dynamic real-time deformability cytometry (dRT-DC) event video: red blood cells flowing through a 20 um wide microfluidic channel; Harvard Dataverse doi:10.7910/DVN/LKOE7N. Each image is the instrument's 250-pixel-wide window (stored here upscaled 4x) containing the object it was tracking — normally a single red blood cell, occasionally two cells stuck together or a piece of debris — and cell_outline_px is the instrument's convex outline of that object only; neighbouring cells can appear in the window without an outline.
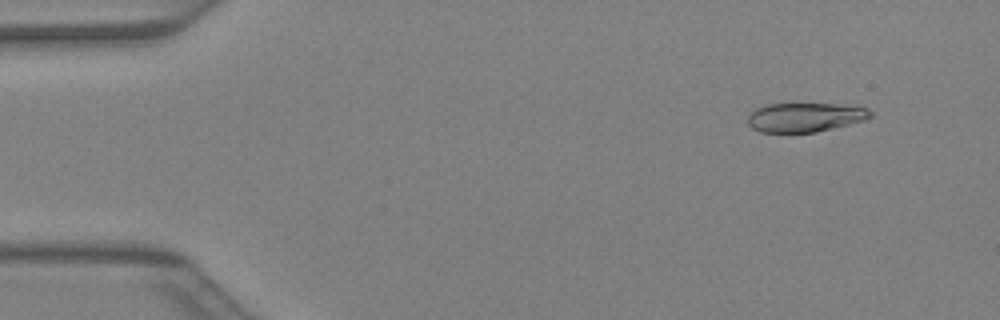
{"species": "Egyptian fruit bat (a non-hibernating species)", "species_latin": "Rousettus aegyptiacus", "temperature_condition": "warm", "stored_images_in_passage": 41, "camera_frame_rate_fps": 3000, "um_per_image_px": 0.085, "animal": {"sex": "female"}, "frame": {"image": 1, "passage_image": 4, "time_ms": 1.0, "image_size_px": [1000, 320], "cell_outline_px": [[872, 116], [864, 120], [816, 132], [760, 132], [752, 128], [748, 124], [748, 116], [756, 108], [768, 104], [792, 100], [836, 104], [868, 108], [872, 112]], "centroid_in_image_um": [68.39, 9.91], "position_along_channel_um": 16.6, "area_um2": 21.62}}
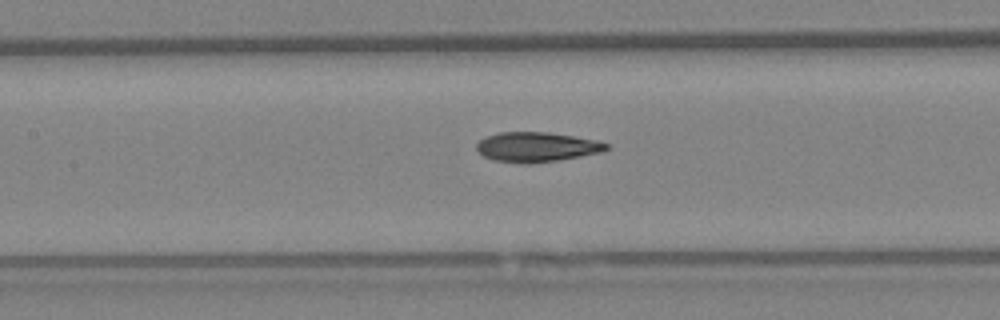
{"frame": {"image": 2, "passage_image": 19, "time_ms": 6.0, "image_size_px": [1000, 320], "cell_outline_px": [[608, 148], [600, 152], [580, 156], [532, 164], [524, 164], [492, 160], [484, 156], [476, 148], [476, 144], [480, 140], [488, 136], [500, 132], [548, 132], [596, 140], [608, 144]], "centroid_in_image_um": [45.58, 12.5], "position_along_channel_um": 161.8, "area_um2": 22.31}}
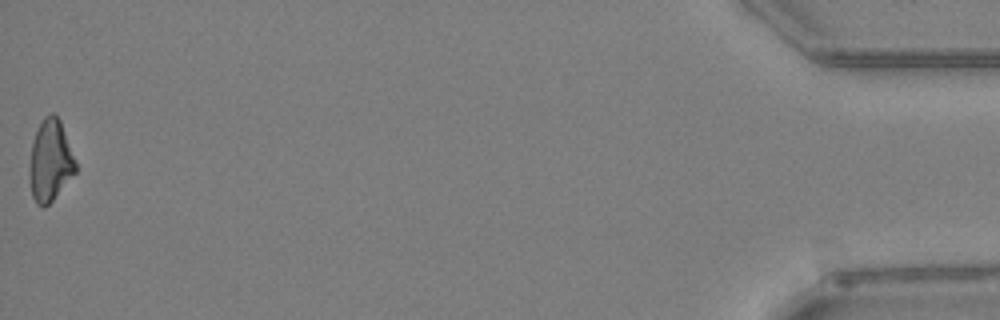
{"frame": {"image": 3, "passage_image": 41, "time_ms": 13.333, "image_size_px": [1000, 320], "cell_outline_px": [[76, 172], [52, 200], [44, 208], [36, 204], [32, 196], [32, 144], [36, 132], [44, 116], [52, 112], [60, 120], [76, 160]], "centroid_in_image_um": [4.32, 13.65], "position_along_channel_um": 430.9, "area_um2": 21.1}}